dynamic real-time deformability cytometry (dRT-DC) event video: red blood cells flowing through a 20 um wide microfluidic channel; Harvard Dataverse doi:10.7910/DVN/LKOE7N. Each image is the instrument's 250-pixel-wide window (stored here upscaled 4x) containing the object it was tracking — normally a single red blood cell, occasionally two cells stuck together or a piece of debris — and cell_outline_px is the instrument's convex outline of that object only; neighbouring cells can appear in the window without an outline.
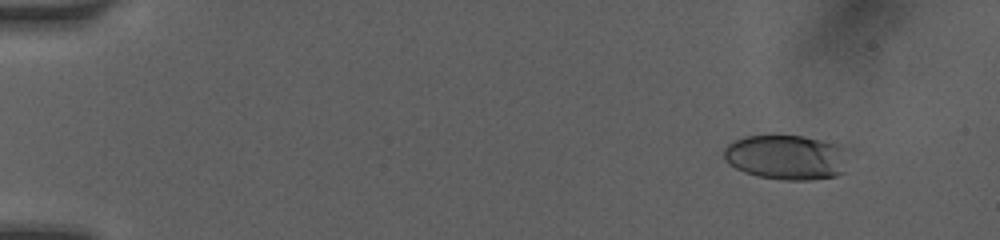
{"species": "human", "species_latin": "Homo sapiens", "temperature_condition": "room temperature", "stored_images_in_passage": 43, "camera_frame_rate_fps": 3000, "um_per_image_px": 0.085, "donor": {"sex": "female"}, "frame": {"image": 1, "passage_image": 3, "time_ms": 1.667, "image_size_px": [1000, 240], "cell_outline_px": [[852, 148], [844, 172], [836, 176], [808, 180], [784, 180], [756, 176], [744, 172], [728, 164], [724, 160], [724, 148], [728, 144], [744, 136], [804, 136], [852, 144]], "centroid_in_image_um": [67.0, 13.35], "position_along_channel_um": 18.0, "area_um2": 33.81}}
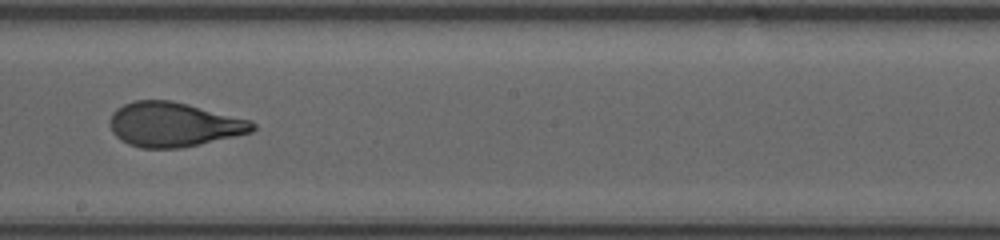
{"frame": {"image": 2, "passage_image": 25, "time_ms": 10.0, "image_size_px": [1000, 240], "cell_outline_px": [[256, 128], [252, 132], [180, 148], [140, 148], [128, 144], [120, 140], [112, 132], [108, 124], [108, 120], [112, 112], [116, 108], [124, 104], [136, 100], [172, 100], [252, 120], [256, 124]], "centroid_in_image_um": [14.73, 10.58], "position_along_channel_um": 233.5, "area_um2": 37.17}}
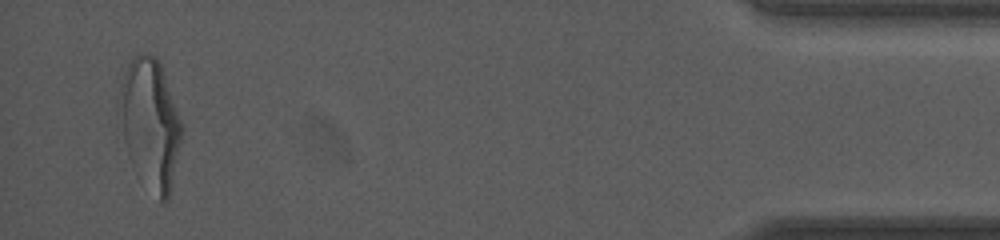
{"frame": {"image": 3, "passage_image": 43, "time_ms": 16.333, "image_size_px": [1000, 240], "cell_outline_px": [[184, 128], [172, 184], [168, 200], [160, 200], [132, 168], [128, 156], [124, 140], [116, 104], [120, 84], [124, 72], [132, 56], [140, 52], [144, 52], [156, 56], [160, 64], [184, 124]], "centroid_in_image_um": [12.75, 10.46], "position_along_channel_um": 422.4, "area_um2": 47.86}, "authors_computed_cell_mechanics": {"area_um2": 36.992, "velocity_mm_per_s": 4.113, "shape_relaxation_time_tau1_ms": 4.2861, "shape_relaxation_time_tau2_ms": 0.8884, "deformation_change_tau1": 0.2031, "deformation_change_tau2": 0.0827}}